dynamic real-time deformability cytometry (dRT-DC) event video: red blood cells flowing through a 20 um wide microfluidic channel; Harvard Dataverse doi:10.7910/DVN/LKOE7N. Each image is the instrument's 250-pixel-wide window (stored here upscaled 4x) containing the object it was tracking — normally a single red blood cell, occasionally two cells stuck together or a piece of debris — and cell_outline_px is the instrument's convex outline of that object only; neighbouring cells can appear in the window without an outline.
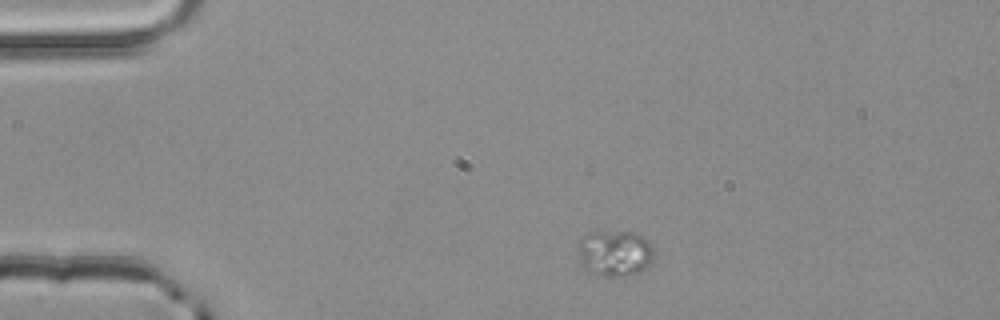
{"species": "common noctule bat (a hibernating species)", "species_latin": "Nyctalus noctula", "temperature_condition": "room temperature", "stored_images_in_passage": 2, "camera_frame_rate_fps": 3000, "um_per_image_px": 0.085, "animal": {"sex": "male", "body_mass_g": 20.4}, "frame": {"image": 1, "passage_image": 1, "time_ms": 0.0, "image_size_px": [1000, 320], "cell_outline_px": [[652, 260], [648, 268], [640, 272], [616, 276], [608, 276], [588, 272], [584, 268], [580, 256], [580, 240], [588, 232], [640, 232], [648, 240], [652, 248]], "centroid_in_image_um": [52.31, 21.51], "position_along_channel_um": 32.7, "area_um2": 20.17}}